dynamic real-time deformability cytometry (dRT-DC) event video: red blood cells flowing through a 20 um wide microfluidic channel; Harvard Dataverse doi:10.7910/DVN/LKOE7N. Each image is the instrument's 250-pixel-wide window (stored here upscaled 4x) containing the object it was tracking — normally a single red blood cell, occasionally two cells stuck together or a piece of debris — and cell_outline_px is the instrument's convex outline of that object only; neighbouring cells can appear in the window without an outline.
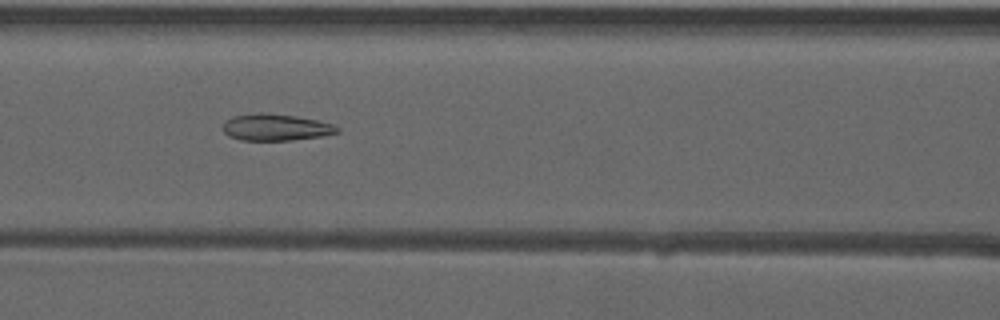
{"species": "common noctule bat (a hibernating species)", "species_latin": "Nyctalus noctula", "temperature_condition": "warm", "stored_images_in_passage": 29, "camera_frame_rate_fps": 3000, "um_per_image_px": 0.085, "animal": {"sex": "male", "forearm_length_mm": 52.5}, "frame": {"image": 1, "passage_image": 11, "time_ms": 3.333, "image_size_px": [1000, 320], "cell_outline_px": [[340, 132], [324, 136], [292, 140], [240, 140], [228, 136], [224, 132], [224, 124], [232, 116], [260, 112], [264, 112], [296, 116], [316, 120], [332, 124], [340, 128]], "centroid_in_image_um": [23.46, 10.82], "position_along_channel_um": 143.1, "area_um2": 17.8}}
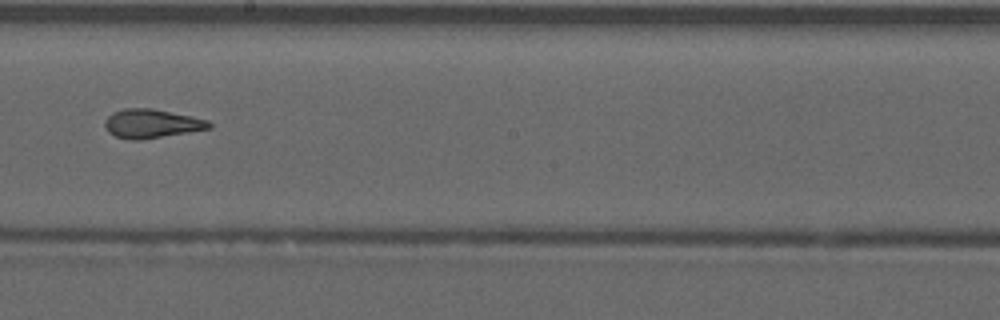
{"frame": {"image": 2, "passage_image": 18, "time_ms": 5.667, "image_size_px": [1000, 320], "cell_outline_px": [[212, 128], [188, 132], [136, 140], [128, 140], [116, 136], [108, 132], [104, 128], [104, 120], [112, 112], [124, 108], [152, 108], [208, 120], [212, 124]], "centroid_in_image_um": [12.84, 10.5], "position_along_channel_um": 235.4, "area_um2": 17.46}}
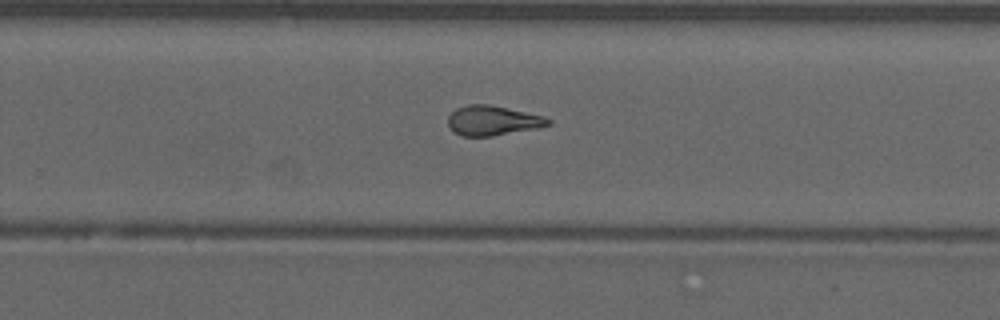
{"frame": {"image": 3, "passage_image": 22, "time_ms": 7.0, "image_size_px": [1000, 320], "cell_outline_px": [[552, 120], [548, 124], [536, 128], [492, 136], [460, 136], [452, 132], [448, 128], [448, 116], [456, 108], [468, 104], [488, 104], [544, 116]], "centroid_in_image_um": [41.81, 10.25], "position_along_channel_um": 288.0, "area_um2": 17.34}, "authors_computed_cell_mechanics": {"area_um2": 17.5134, "velocity_mm_per_s": 3.9667, "shape_relaxation_time_tau1_ms": null, "shape_relaxation_time_tau2_ms": 1.6953, "deformation_change_tau1": null, "deformation_change_tau2": 0.115}}